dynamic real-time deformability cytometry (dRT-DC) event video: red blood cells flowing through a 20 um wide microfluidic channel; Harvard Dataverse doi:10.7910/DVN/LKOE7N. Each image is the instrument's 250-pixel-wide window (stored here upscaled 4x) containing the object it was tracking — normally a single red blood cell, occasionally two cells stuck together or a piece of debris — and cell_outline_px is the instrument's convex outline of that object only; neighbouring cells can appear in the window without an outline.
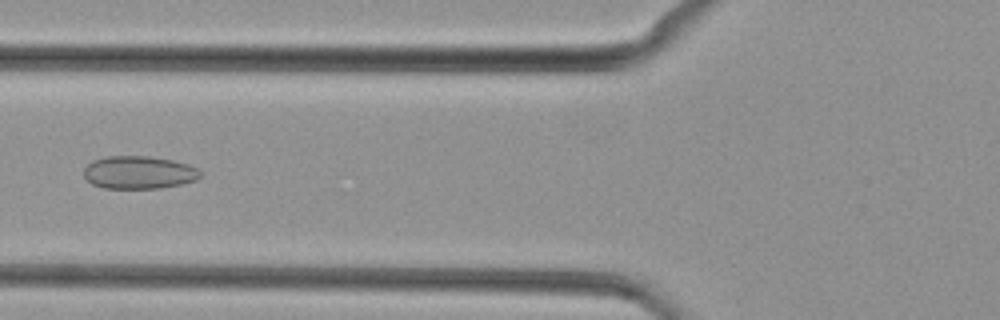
{"species": "common noctule bat (a hibernating species)", "species_latin": "Nyctalus noctula", "temperature_condition": "cold", "stored_images_in_passage": 45, "segment_of_instrument_passage": [1, 2], "camera_frame_rate_fps": 3000, "um_per_image_px": 0.085, "animal": {"sex": "female", "body_mass_g": 29.2, "forearm_length_mm": 56.3}, "frame": {"image": 1, "passage_image": 14, "time_ms": 4.333, "image_size_px": [1000, 320], "cell_outline_px": [[200, 176], [196, 180], [180, 184], [160, 188], [104, 188], [92, 184], [84, 176], [84, 168], [92, 160], [108, 156], [148, 156], [172, 160], [188, 164], [196, 168], [200, 172]], "centroid_in_image_um": [11.78, 14.65], "position_along_channel_um": 114.0, "area_um2": 22.2}}
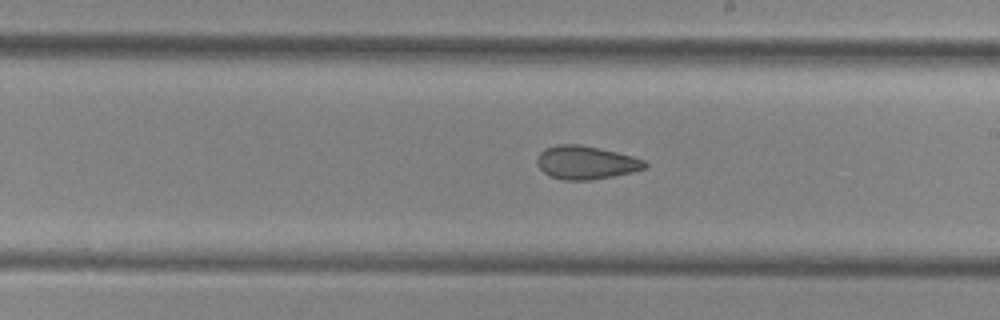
{"frame": {"image": 2, "passage_image": 23, "time_ms": 7.333, "image_size_px": [1000, 320], "cell_outline_px": [[648, 168], [632, 172], [592, 180], [564, 180], [552, 176], [544, 172], [536, 164], [536, 160], [540, 152], [544, 148], [556, 144], [580, 144], [600, 148], [632, 156], [644, 160], [648, 164]], "centroid_in_image_um": [49.8, 13.81], "position_along_channel_um": 239.2, "area_um2": 21.04}}
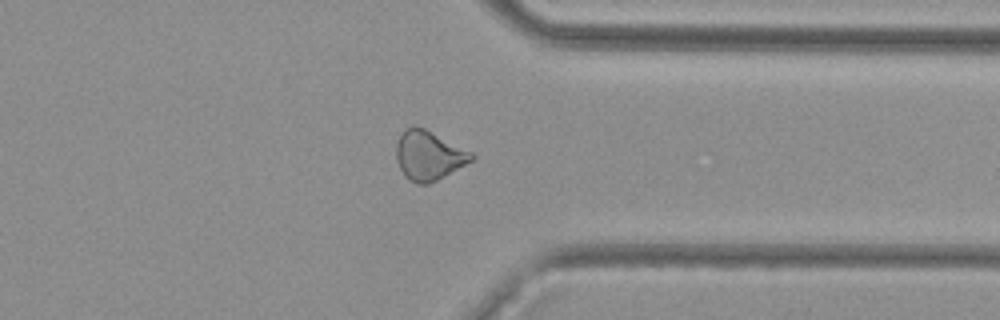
{"frame": {"image": 3, "passage_image": 33, "time_ms": 10.667, "image_size_px": [1000, 320], "cell_outline_px": [[476, 156], [472, 160], [436, 180], [428, 184], [416, 184], [408, 180], [404, 176], [396, 160], [396, 144], [404, 128], [424, 128], [472, 152]], "centroid_in_image_um": [36.41, 13.23], "position_along_channel_um": 375.0, "area_um2": 21.27}}